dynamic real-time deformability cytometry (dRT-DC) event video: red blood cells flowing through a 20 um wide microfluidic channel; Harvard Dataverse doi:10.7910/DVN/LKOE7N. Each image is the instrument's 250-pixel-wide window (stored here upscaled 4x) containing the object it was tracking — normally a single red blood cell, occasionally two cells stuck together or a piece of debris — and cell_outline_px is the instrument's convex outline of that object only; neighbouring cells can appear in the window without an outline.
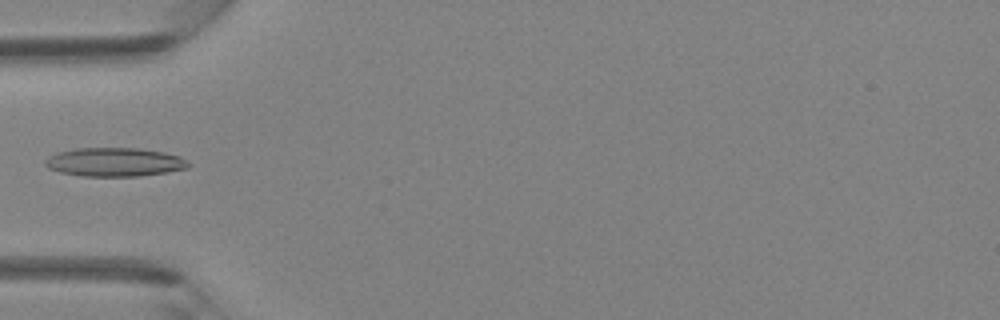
{"species": "Egyptian fruit bat (a non-hibernating species)", "species_latin": "Rousettus aegyptiacus", "temperature_condition": "room temperature", "stored_images_in_passage": 5, "camera_frame_rate_fps": 3000, "um_per_image_px": 0.085, "animal": {"sex": "female"}, "frame": {"image": 1, "passage_image": 5, "time_ms": 1.333, "image_size_px": [1000, 320], "cell_outline_px": [[188, 168], [168, 172], [140, 176], [84, 176], [60, 172], [48, 168], [44, 164], [44, 160], [48, 156], [60, 152], [76, 148], [136, 148], [164, 152], [180, 156], [188, 160]], "centroid_in_image_um": [9.75, 13.78], "position_along_channel_um": 75.3, "area_um2": 23.99}}